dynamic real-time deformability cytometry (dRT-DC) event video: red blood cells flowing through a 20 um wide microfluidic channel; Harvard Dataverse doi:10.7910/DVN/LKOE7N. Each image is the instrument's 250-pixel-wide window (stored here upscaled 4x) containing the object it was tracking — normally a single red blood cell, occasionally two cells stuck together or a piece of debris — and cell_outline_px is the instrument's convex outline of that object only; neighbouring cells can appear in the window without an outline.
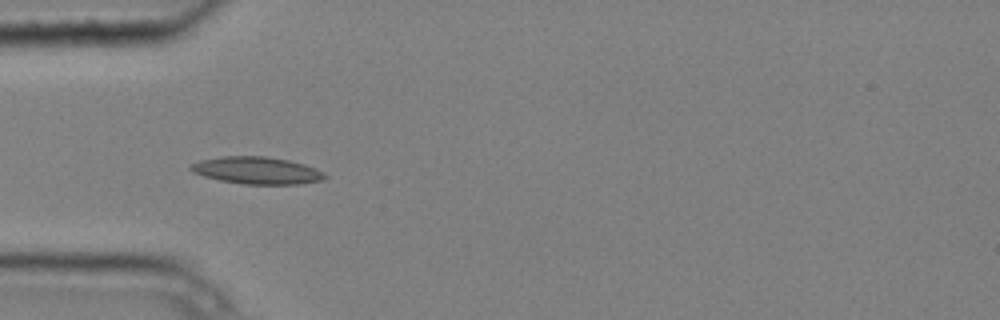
{"species": "common noctule bat (a hibernating species)", "species_latin": "Nyctalus noctula", "temperature_condition": "cold", "stored_images_in_passage": 2, "camera_frame_rate_fps": 3000, "um_per_image_px": 0.085, "animal": {"sex": "male", "body_mass_g": 20.4}, "frame": {"image": 1, "passage_image": 2, "time_ms": 0.333, "image_size_px": [1000, 320], "cell_outline_px": [[328, 176], [324, 180], [300, 184], [244, 184], [220, 180], [204, 176], [192, 172], [188, 168], [192, 164], [200, 160], [224, 156], [264, 156], [288, 160], [304, 164], [316, 168], [324, 172]], "centroid_in_image_um": [21.87, 14.49], "position_along_channel_um": 63.1, "area_um2": 21.27}}